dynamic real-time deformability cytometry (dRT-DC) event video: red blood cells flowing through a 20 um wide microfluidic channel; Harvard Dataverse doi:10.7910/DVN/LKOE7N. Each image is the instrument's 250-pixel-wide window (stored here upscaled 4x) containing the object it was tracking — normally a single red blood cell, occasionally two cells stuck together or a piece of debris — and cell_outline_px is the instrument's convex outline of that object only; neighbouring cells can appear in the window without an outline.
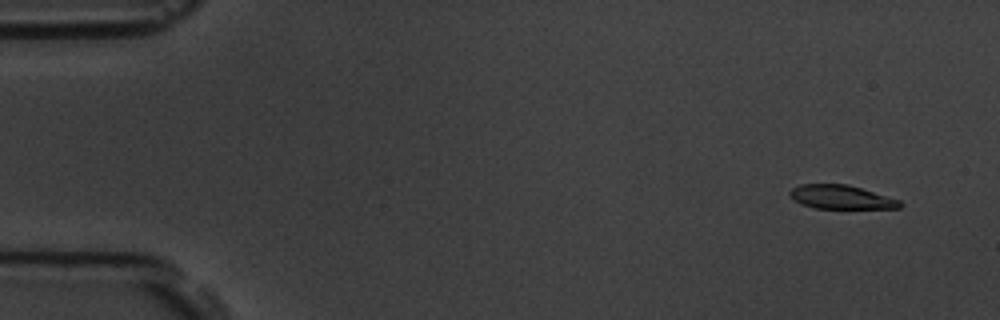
{"species": "common noctule bat (a hibernating species)", "species_latin": "Nyctalus noctula", "temperature_condition": "room temperature", "stored_images_in_passage": 4, "camera_frame_rate_fps": 3000, "um_per_image_px": 0.085, "animal": {"sex": "male", "body_mass_g": 19.5, "forearm_length_mm": 54.6}, "frame": {"image": 1, "passage_image": 1, "time_ms": 0.0, "image_size_px": [1000, 320], "cell_outline_px": [[904, 204], [900, 208], [816, 208], [800, 204], [788, 192], [792, 188], [800, 184], [848, 184], [900, 200]], "centroid_in_image_um": [71.51, 16.75], "position_along_channel_um": 13.5, "area_um2": 15.14}}